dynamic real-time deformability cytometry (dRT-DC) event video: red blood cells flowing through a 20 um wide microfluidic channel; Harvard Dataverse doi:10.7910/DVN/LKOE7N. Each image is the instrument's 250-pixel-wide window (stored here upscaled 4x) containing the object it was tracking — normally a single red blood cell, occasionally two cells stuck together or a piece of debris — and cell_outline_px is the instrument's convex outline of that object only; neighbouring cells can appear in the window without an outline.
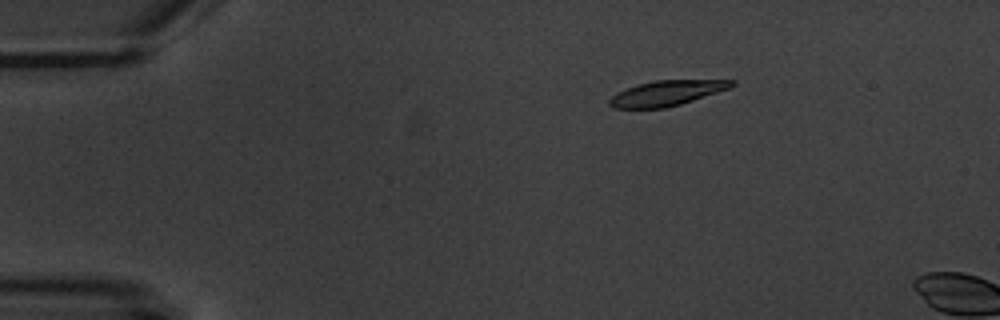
{"species": "common noctule bat (a hibernating species)", "species_latin": "Nyctalus noctula", "temperature_condition": "warm", "stored_images_in_passage": 4, "camera_frame_rate_fps": 3000, "um_per_image_px": 0.085, "animal": {"sex": "male", "body_mass_g": 20.1, "forearm_length_mm": 53.5}, "frame": {"image": 1, "passage_image": 3, "time_ms": 3.333, "image_size_px": [1000, 320], "cell_outline_px": [[736, 84], [728, 88], [680, 104], [664, 108], [612, 108], [608, 104], [608, 100], [612, 96], [636, 84], [656, 80], [736, 80]], "centroid_in_image_um": [56.63, 7.91], "position_along_channel_um": 28.4, "area_um2": 17.63}}